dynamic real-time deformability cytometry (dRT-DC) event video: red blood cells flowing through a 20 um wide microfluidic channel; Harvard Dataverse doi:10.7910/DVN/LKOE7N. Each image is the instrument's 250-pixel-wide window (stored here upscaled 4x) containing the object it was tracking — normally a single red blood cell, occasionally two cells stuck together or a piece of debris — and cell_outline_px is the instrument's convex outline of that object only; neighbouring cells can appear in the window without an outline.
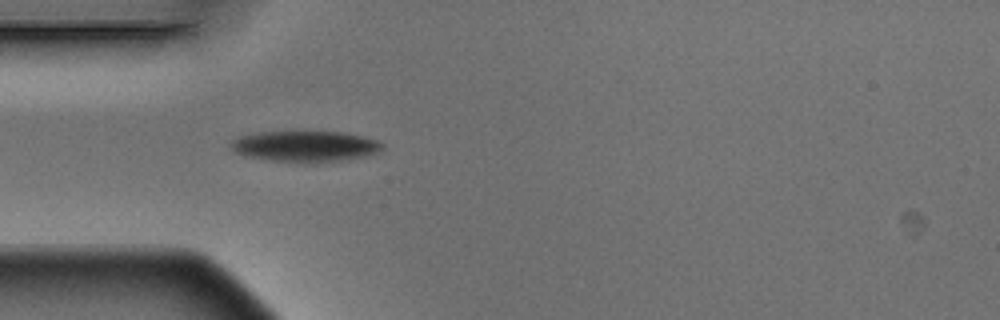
{"species": "Egyptian fruit bat (a non-hibernating species)", "species_latin": "Rousettus aegyptiacus", "temperature_condition": "warm", "stored_images_in_passage": 4, "camera_frame_rate_fps": 3000, "um_per_image_px": 0.085, "animal": {"sex": "male"}, "frame": {"image": 1, "passage_image": 4, "time_ms": 1.0, "image_size_px": [1000, 320], "cell_outline_px": [[384, 148], [376, 152], [364, 156], [340, 160], [272, 160], [244, 156], [236, 152], [232, 148], [232, 140], [240, 136], [260, 132], [296, 128], [344, 132], [364, 136], [380, 140], [384, 144]], "centroid_in_image_um": [25.96, 12.34], "position_along_channel_um": 59.0, "area_um2": 27.57}}